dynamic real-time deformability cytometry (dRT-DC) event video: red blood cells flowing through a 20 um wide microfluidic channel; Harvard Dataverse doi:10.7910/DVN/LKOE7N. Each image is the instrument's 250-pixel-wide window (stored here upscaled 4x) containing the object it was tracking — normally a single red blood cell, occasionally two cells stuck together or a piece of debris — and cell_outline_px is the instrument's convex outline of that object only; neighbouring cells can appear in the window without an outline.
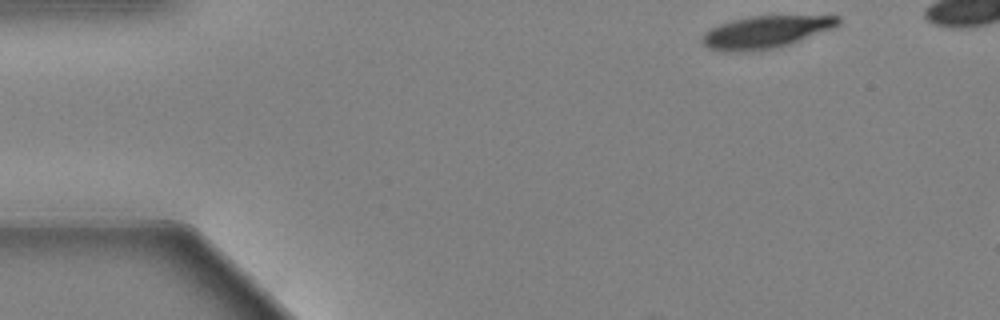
{"species": "Egyptian fruit bat (a non-hibernating species)", "species_latin": "Rousettus aegyptiacus", "temperature_condition": "warm", "stored_images_in_passage": 9, "camera_frame_rate_fps": 3000, "um_per_image_px": 0.085, "animal": {"sex": "female"}, "frame": {"image": 1, "passage_image": 1, "time_ms": 0.0, "image_size_px": [1000, 320], "cell_outline_px": [[840, 24], [832, 28], [792, 44], [776, 48], [748, 52], [720, 52], [708, 48], [700, 40], [704, 32], [720, 24], [732, 20], [752, 16], [840, 16]], "centroid_in_image_um": [65.04, 2.75], "position_along_channel_um": 20.0, "area_um2": 25.78}}